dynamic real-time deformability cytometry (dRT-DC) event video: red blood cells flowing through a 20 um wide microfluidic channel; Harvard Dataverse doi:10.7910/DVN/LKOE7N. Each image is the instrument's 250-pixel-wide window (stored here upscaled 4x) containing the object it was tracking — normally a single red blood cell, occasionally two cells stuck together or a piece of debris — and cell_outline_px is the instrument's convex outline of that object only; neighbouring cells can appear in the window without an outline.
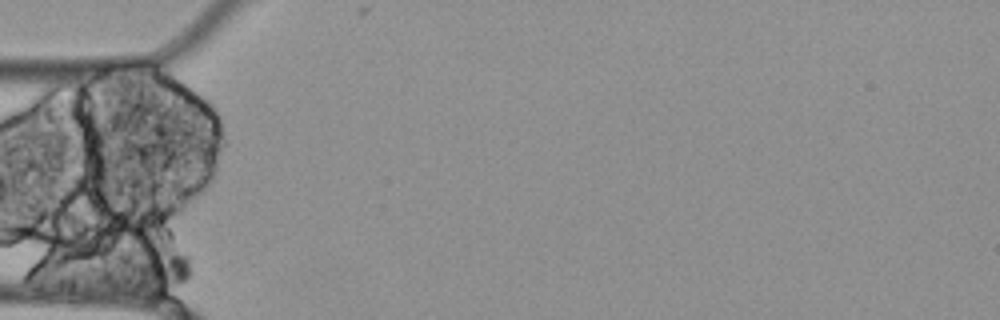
{"species": "Egyptian fruit bat (a non-hibernating species)", "species_latin": "Rousettus aegyptiacus", "temperature_condition": "cold", "stored_images_in_passage": 34, "camera_frame_rate_fps": 3000, "um_per_image_px": 0.085, "animal": {"sex": "female"}, "frame": {"image": 1, "passage_image": 1, "time_ms": 0.0, "image_size_px": [1000, 320], "cell_outline_px": [[192, 276], [172, 300], [168, 300], [140, 276], [136, 272], [144, 264], [176, 252], [188, 256], [192, 272]], "centroid_in_image_um": [14.24, 23.3], "position_along_channel_um": 70.8, "area_um2": 11.68}}